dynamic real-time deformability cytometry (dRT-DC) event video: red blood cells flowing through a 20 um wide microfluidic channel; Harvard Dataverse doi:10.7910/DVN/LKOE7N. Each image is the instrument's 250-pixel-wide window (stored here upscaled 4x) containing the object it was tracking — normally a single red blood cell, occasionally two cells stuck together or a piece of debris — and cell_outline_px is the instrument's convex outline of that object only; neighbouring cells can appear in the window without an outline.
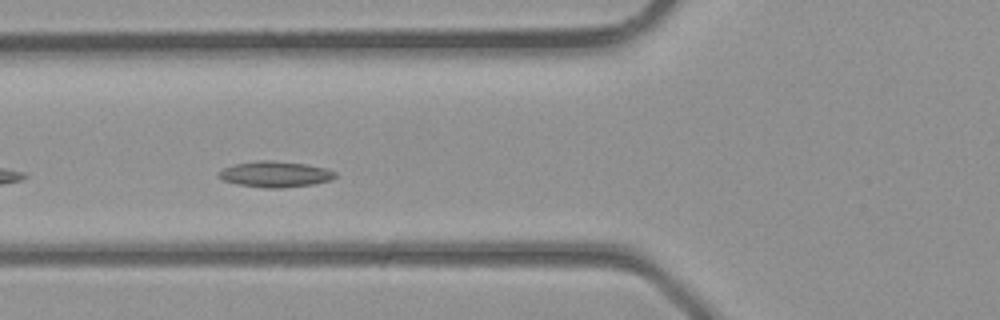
{"species": "common noctule bat (a hibernating species)", "species_latin": "Nyctalus noctula", "temperature_condition": "room temperature", "stored_images_in_passage": 22, "camera_frame_rate_fps": 3000, "um_per_image_px": 0.085, "animal": {"sex": "male", "body_mass_g": 23.1, "forearm_length_mm": 52.7}, "frame": {"image": 1, "passage_image": 4, "time_ms": 1.0, "image_size_px": [1000, 320], "cell_outline_px": [[336, 176], [332, 180], [312, 184], [280, 188], [264, 188], [236, 184], [224, 180], [216, 176], [224, 168], [232, 164], [256, 160], [272, 160], [304, 164], [328, 168], [336, 172]], "centroid_in_image_um": [23.39, 14.8], "position_along_channel_um": 102.4, "area_um2": 17.69}}
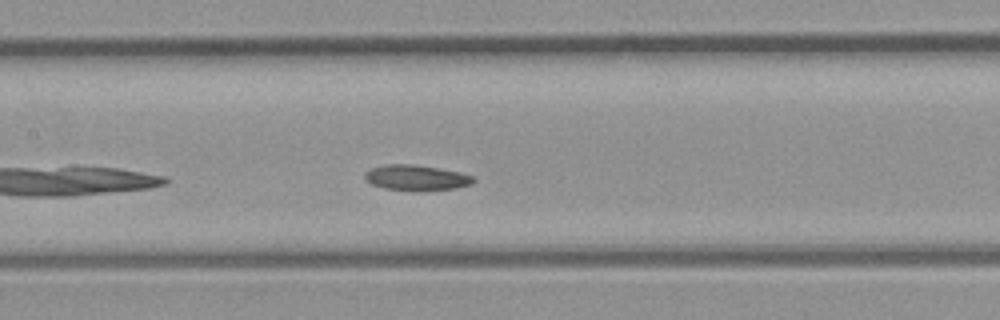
{"frame": {"image": 2, "passage_image": 8, "time_ms": 2.333, "image_size_px": [1000, 320], "cell_outline_px": [[476, 180], [472, 184], [456, 188], [424, 192], [416, 192], [384, 188], [372, 184], [364, 176], [364, 172], [372, 168], [384, 164], [416, 164], [460, 172], [472, 176]], "centroid_in_image_um": [35.41, 15.12], "position_along_channel_um": 172.0, "area_um2": 16.47}}
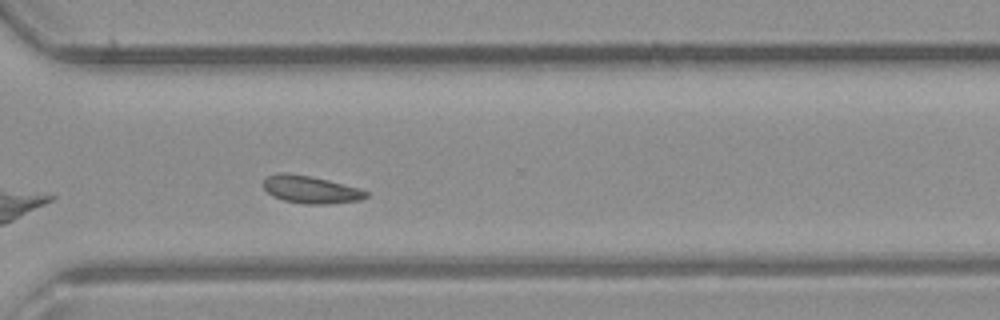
{"frame": {"image": 3, "passage_image": 18, "time_ms": 5.667, "image_size_px": [1000, 320], "cell_outline_px": [[368, 196], [360, 200], [328, 204], [304, 204], [284, 200], [272, 196], [264, 188], [264, 180], [268, 176], [276, 172], [288, 172], [312, 176], [360, 188], [368, 192]], "centroid_in_image_um": [26.4, 16.1], "position_along_channel_um": 344.2, "area_um2": 16.59}}